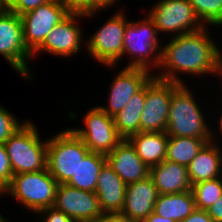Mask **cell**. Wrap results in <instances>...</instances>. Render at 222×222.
<instances>
[{"mask_svg": "<svg viewBox=\"0 0 222 222\" xmlns=\"http://www.w3.org/2000/svg\"><path fill=\"white\" fill-rule=\"evenodd\" d=\"M208 26L202 29L173 36L165 45H162L160 66L157 79L185 84L180 74L188 75H215L220 77L222 70V52L220 46L210 36ZM161 70V71H160ZM179 75V76H178Z\"/></svg>", "mask_w": 222, "mask_h": 222, "instance_id": "obj_1", "label": "cell"}, {"mask_svg": "<svg viewBox=\"0 0 222 222\" xmlns=\"http://www.w3.org/2000/svg\"><path fill=\"white\" fill-rule=\"evenodd\" d=\"M185 84L173 82L166 133L168 136L196 137L212 142V131L200 109L198 99Z\"/></svg>", "mask_w": 222, "mask_h": 222, "instance_id": "obj_2", "label": "cell"}, {"mask_svg": "<svg viewBox=\"0 0 222 222\" xmlns=\"http://www.w3.org/2000/svg\"><path fill=\"white\" fill-rule=\"evenodd\" d=\"M145 17V18H144ZM143 19L126 24L122 58L127 54L131 61L124 68H141L153 73L160 66L162 45L154 21L146 14ZM154 54V55H153Z\"/></svg>", "mask_w": 222, "mask_h": 222, "instance_id": "obj_3", "label": "cell"}, {"mask_svg": "<svg viewBox=\"0 0 222 222\" xmlns=\"http://www.w3.org/2000/svg\"><path fill=\"white\" fill-rule=\"evenodd\" d=\"M26 121L5 143L13 175L47 168V139L41 140L36 124Z\"/></svg>", "mask_w": 222, "mask_h": 222, "instance_id": "obj_4", "label": "cell"}, {"mask_svg": "<svg viewBox=\"0 0 222 222\" xmlns=\"http://www.w3.org/2000/svg\"><path fill=\"white\" fill-rule=\"evenodd\" d=\"M57 186L58 182L46 168L13 175L5 191L27 210L37 213L53 206Z\"/></svg>", "mask_w": 222, "mask_h": 222, "instance_id": "obj_5", "label": "cell"}, {"mask_svg": "<svg viewBox=\"0 0 222 222\" xmlns=\"http://www.w3.org/2000/svg\"><path fill=\"white\" fill-rule=\"evenodd\" d=\"M89 152L79 137L65 129L47 139V169L58 184L67 183Z\"/></svg>", "mask_w": 222, "mask_h": 222, "instance_id": "obj_6", "label": "cell"}, {"mask_svg": "<svg viewBox=\"0 0 222 222\" xmlns=\"http://www.w3.org/2000/svg\"><path fill=\"white\" fill-rule=\"evenodd\" d=\"M125 10L113 14L85 42L89 56L105 67H116L122 59L123 37L129 22Z\"/></svg>", "mask_w": 222, "mask_h": 222, "instance_id": "obj_7", "label": "cell"}, {"mask_svg": "<svg viewBox=\"0 0 222 222\" xmlns=\"http://www.w3.org/2000/svg\"><path fill=\"white\" fill-rule=\"evenodd\" d=\"M0 54L20 77L32 80L28 64L33 56L23 41L21 18L8 8L0 11Z\"/></svg>", "mask_w": 222, "mask_h": 222, "instance_id": "obj_8", "label": "cell"}, {"mask_svg": "<svg viewBox=\"0 0 222 222\" xmlns=\"http://www.w3.org/2000/svg\"><path fill=\"white\" fill-rule=\"evenodd\" d=\"M148 16L154 21L157 33L180 36L204 27L188 0H158L149 8Z\"/></svg>", "mask_w": 222, "mask_h": 222, "instance_id": "obj_9", "label": "cell"}, {"mask_svg": "<svg viewBox=\"0 0 222 222\" xmlns=\"http://www.w3.org/2000/svg\"><path fill=\"white\" fill-rule=\"evenodd\" d=\"M84 128H69L79 137L90 152L107 155L123 138L118 134L113 117L99 106L92 107L84 115Z\"/></svg>", "mask_w": 222, "mask_h": 222, "instance_id": "obj_10", "label": "cell"}, {"mask_svg": "<svg viewBox=\"0 0 222 222\" xmlns=\"http://www.w3.org/2000/svg\"><path fill=\"white\" fill-rule=\"evenodd\" d=\"M70 13L59 0H49L35 10L20 15L23 41L27 50L33 54L43 44L54 26Z\"/></svg>", "mask_w": 222, "mask_h": 222, "instance_id": "obj_11", "label": "cell"}, {"mask_svg": "<svg viewBox=\"0 0 222 222\" xmlns=\"http://www.w3.org/2000/svg\"><path fill=\"white\" fill-rule=\"evenodd\" d=\"M173 95V82L153 76L146 83V98L140 117V132H165L169 106Z\"/></svg>", "mask_w": 222, "mask_h": 222, "instance_id": "obj_12", "label": "cell"}, {"mask_svg": "<svg viewBox=\"0 0 222 222\" xmlns=\"http://www.w3.org/2000/svg\"><path fill=\"white\" fill-rule=\"evenodd\" d=\"M85 18L83 13H70L60 23L47 34L43 44L32 54L38 55L41 52H47L58 57H73L81 50L84 35L82 28L78 25L80 19ZM83 41V42H82Z\"/></svg>", "mask_w": 222, "mask_h": 222, "instance_id": "obj_13", "label": "cell"}, {"mask_svg": "<svg viewBox=\"0 0 222 222\" xmlns=\"http://www.w3.org/2000/svg\"><path fill=\"white\" fill-rule=\"evenodd\" d=\"M52 207L75 222H86L104 215L95 192L77 189L67 183L58 184Z\"/></svg>", "mask_w": 222, "mask_h": 222, "instance_id": "obj_14", "label": "cell"}, {"mask_svg": "<svg viewBox=\"0 0 222 222\" xmlns=\"http://www.w3.org/2000/svg\"><path fill=\"white\" fill-rule=\"evenodd\" d=\"M153 76V73L146 69L123 67L109 85L108 106L99 107L109 116H115Z\"/></svg>", "mask_w": 222, "mask_h": 222, "instance_id": "obj_15", "label": "cell"}, {"mask_svg": "<svg viewBox=\"0 0 222 222\" xmlns=\"http://www.w3.org/2000/svg\"><path fill=\"white\" fill-rule=\"evenodd\" d=\"M159 193L150 176L127 185L121 215L133 222L144 221L154 209Z\"/></svg>", "mask_w": 222, "mask_h": 222, "instance_id": "obj_16", "label": "cell"}, {"mask_svg": "<svg viewBox=\"0 0 222 222\" xmlns=\"http://www.w3.org/2000/svg\"><path fill=\"white\" fill-rule=\"evenodd\" d=\"M106 161L126 185L146 179L150 174V168L142 162L128 139H123L108 153Z\"/></svg>", "mask_w": 222, "mask_h": 222, "instance_id": "obj_17", "label": "cell"}, {"mask_svg": "<svg viewBox=\"0 0 222 222\" xmlns=\"http://www.w3.org/2000/svg\"><path fill=\"white\" fill-rule=\"evenodd\" d=\"M127 185L107 163L103 164L98 176L95 194L104 214L120 213L125 203Z\"/></svg>", "mask_w": 222, "mask_h": 222, "instance_id": "obj_18", "label": "cell"}, {"mask_svg": "<svg viewBox=\"0 0 222 222\" xmlns=\"http://www.w3.org/2000/svg\"><path fill=\"white\" fill-rule=\"evenodd\" d=\"M214 135L212 133V142L206 143L187 166L192 185L222 176V147Z\"/></svg>", "mask_w": 222, "mask_h": 222, "instance_id": "obj_19", "label": "cell"}, {"mask_svg": "<svg viewBox=\"0 0 222 222\" xmlns=\"http://www.w3.org/2000/svg\"><path fill=\"white\" fill-rule=\"evenodd\" d=\"M152 178L159 194H172L192 190L188 169L184 165L164 160L150 167Z\"/></svg>", "mask_w": 222, "mask_h": 222, "instance_id": "obj_20", "label": "cell"}, {"mask_svg": "<svg viewBox=\"0 0 222 222\" xmlns=\"http://www.w3.org/2000/svg\"><path fill=\"white\" fill-rule=\"evenodd\" d=\"M128 140L136 149L137 155L149 168L165 160L168 135L166 132H139Z\"/></svg>", "mask_w": 222, "mask_h": 222, "instance_id": "obj_21", "label": "cell"}, {"mask_svg": "<svg viewBox=\"0 0 222 222\" xmlns=\"http://www.w3.org/2000/svg\"><path fill=\"white\" fill-rule=\"evenodd\" d=\"M195 207L192 190L172 194H159L154 205L153 213L170 218L175 222L183 221Z\"/></svg>", "mask_w": 222, "mask_h": 222, "instance_id": "obj_22", "label": "cell"}, {"mask_svg": "<svg viewBox=\"0 0 222 222\" xmlns=\"http://www.w3.org/2000/svg\"><path fill=\"white\" fill-rule=\"evenodd\" d=\"M146 98V84L128 101L125 107L113 116L118 134L123 139L140 132V117Z\"/></svg>", "mask_w": 222, "mask_h": 222, "instance_id": "obj_23", "label": "cell"}, {"mask_svg": "<svg viewBox=\"0 0 222 222\" xmlns=\"http://www.w3.org/2000/svg\"><path fill=\"white\" fill-rule=\"evenodd\" d=\"M105 162L106 155L89 152L83 161H80L76 173L67 184L77 189L95 192L98 176Z\"/></svg>", "mask_w": 222, "mask_h": 222, "instance_id": "obj_24", "label": "cell"}, {"mask_svg": "<svg viewBox=\"0 0 222 222\" xmlns=\"http://www.w3.org/2000/svg\"><path fill=\"white\" fill-rule=\"evenodd\" d=\"M206 143L203 138L168 136L165 159L187 167Z\"/></svg>", "mask_w": 222, "mask_h": 222, "instance_id": "obj_25", "label": "cell"}, {"mask_svg": "<svg viewBox=\"0 0 222 222\" xmlns=\"http://www.w3.org/2000/svg\"><path fill=\"white\" fill-rule=\"evenodd\" d=\"M195 207L207 210L222 195V176L192 185Z\"/></svg>", "mask_w": 222, "mask_h": 222, "instance_id": "obj_26", "label": "cell"}, {"mask_svg": "<svg viewBox=\"0 0 222 222\" xmlns=\"http://www.w3.org/2000/svg\"><path fill=\"white\" fill-rule=\"evenodd\" d=\"M204 26L222 27V0H188Z\"/></svg>", "mask_w": 222, "mask_h": 222, "instance_id": "obj_27", "label": "cell"}, {"mask_svg": "<svg viewBox=\"0 0 222 222\" xmlns=\"http://www.w3.org/2000/svg\"><path fill=\"white\" fill-rule=\"evenodd\" d=\"M14 114L0 105V144H4L24 123L19 122Z\"/></svg>", "mask_w": 222, "mask_h": 222, "instance_id": "obj_28", "label": "cell"}, {"mask_svg": "<svg viewBox=\"0 0 222 222\" xmlns=\"http://www.w3.org/2000/svg\"><path fill=\"white\" fill-rule=\"evenodd\" d=\"M13 176L10 160L4 144H0V186L8 188Z\"/></svg>", "mask_w": 222, "mask_h": 222, "instance_id": "obj_29", "label": "cell"}, {"mask_svg": "<svg viewBox=\"0 0 222 222\" xmlns=\"http://www.w3.org/2000/svg\"><path fill=\"white\" fill-rule=\"evenodd\" d=\"M47 1L49 0H7V8L20 16L35 10Z\"/></svg>", "mask_w": 222, "mask_h": 222, "instance_id": "obj_30", "label": "cell"}, {"mask_svg": "<svg viewBox=\"0 0 222 222\" xmlns=\"http://www.w3.org/2000/svg\"><path fill=\"white\" fill-rule=\"evenodd\" d=\"M41 217L39 218V222H75L72 218H70L67 214L56 210L53 207H49L43 209L36 213V215ZM43 216V218H42Z\"/></svg>", "mask_w": 222, "mask_h": 222, "instance_id": "obj_31", "label": "cell"}, {"mask_svg": "<svg viewBox=\"0 0 222 222\" xmlns=\"http://www.w3.org/2000/svg\"><path fill=\"white\" fill-rule=\"evenodd\" d=\"M71 13L91 12V0H59Z\"/></svg>", "mask_w": 222, "mask_h": 222, "instance_id": "obj_32", "label": "cell"}, {"mask_svg": "<svg viewBox=\"0 0 222 222\" xmlns=\"http://www.w3.org/2000/svg\"><path fill=\"white\" fill-rule=\"evenodd\" d=\"M118 1L120 0H91V12L85 14V17L90 19L99 11L101 12V10L104 11L111 6L113 7L114 4L116 5L118 3Z\"/></svg>", "mask_w": 222, "mask_h": 222, "instance_id": "obj_33", "label": "cell"}, {"mask_svg": "<svg viewBox=\"0 0 222 222\" xmlns=\"http://www.w3.org/2000/svg\"><path fill=\"white\" fill-rule=\"evenodd\" d=\"M180 222H214L208 215L206 210L195 209L190 215H188L183 221Z\"/></svg>", "mask_w": 222, "mask_h": 222, "instance_id": "obj_34", "label": "cell"}, {"mask_svg": "<svg viewBox=\"0 0 222 222\" xmlns=\"http://www.w3.org/2000/svg\"><path fill=\"white\" fill-rule=\"evenodd\" d=\"M206 211L214 222H222V195Z\"/></svg>", "mask_w": 222, "mask_h": 222, "instance_id": "obj_35", "label": "cell"}, {"mask_svg": "<svg viewBox=\"0 0 222 222\" xmlns=\"http://www.w3.org/2000/svg\"><path fill=\"white\" fill-rule=\"evenodd\" d=\"M107 222H133L120 213L107 214Z\"/></svg>", "mask_w": 222, "mask_h": 222, "instance_id": "obj_36", "label": "cell"}, {"mask_svg": "<svg viewBox=\"0 0 222 222\" xmlns=\"http://www.w3.org/2000/svg\"><path fill=\"white\" fill-rule=\"evenodd\" d=\"M142 222H175L174 220L170 218H165L156 215L155 213H151L144 221Z\"/></svg>", "mask_w": 222, "mask_h": 222, "instance_id": "obj_37", "label": "cell"}, {"mask_svg": "<svg viewBox=\"0 0 222 222\" xmlns=\"http://www.w3.org/2000/svg\"><path fill=\"white\" fill-rule=\"evenodd\" d=\"M86 222H107V214H104L101 218L92 219V220L86 221Z\"/></svg>", "mask_w": 222, "mask_h": 222, "instance_id": "obj_38", "label": "cell"}, {"mask_svg": "<svg viewBox=\"0 0 222 222\" xmlns=\"http://www.w3.org/2000/svg\"><path fill=\"white\" fill-rule=\"evenodd\" d=\"M220 116H221V117H220ZM220 116L217 117V118H219V122H217V123L219 124L218 127L220 126L219 128H217V130H219L218 132L221 131V132L219 133L220 135H218V136H222V135H221V134H222V112H221V115H220Z\"/></svg>", "mask_w": 222, "mask_h": 222, "instance_id": "obj_39", "label": "cell"}, {"mask_svg": "<svg viewBox=\"0 0 222 222\" xmlns=\"http://www.w3.org/2000/svg\"><path fill=\"white\" fill-rule=\"evenodd\" d=\"M7 8V0H0V11Z\"/></svg>", "mask_w": 222, "mask_h": 222, "instance_id": "obj_40", "label": "cell"}, {"mask_svg": "<svg viewBox=\"0 0 222 222\" xmlns=\"http://www.w3.org/2000/svg\"><path fill=\"white\" fill-rule=\"evenodd\" d=\"M6 195V191L3 187L0 186V197H2V195Z\"/></svg>", "mask_w": 222, "mask_h": 222, "instance_id": "obj_41", "label": "cell"}, {"mask_svg": "<svg viewBox=\"0 0 222 222\" xmlns=\"http://www.w3.org/2000/svg\"><path fill=\"white\" fill-rule=\"evenodd\" d=\"M0 222H8L6 218H4L0 213ZM10 222V221H9Z\"/></svg>", "mask_w": 222, "mask_h": 222, "instance_id": "obj_42", "label": "cell"}]
</instances>
